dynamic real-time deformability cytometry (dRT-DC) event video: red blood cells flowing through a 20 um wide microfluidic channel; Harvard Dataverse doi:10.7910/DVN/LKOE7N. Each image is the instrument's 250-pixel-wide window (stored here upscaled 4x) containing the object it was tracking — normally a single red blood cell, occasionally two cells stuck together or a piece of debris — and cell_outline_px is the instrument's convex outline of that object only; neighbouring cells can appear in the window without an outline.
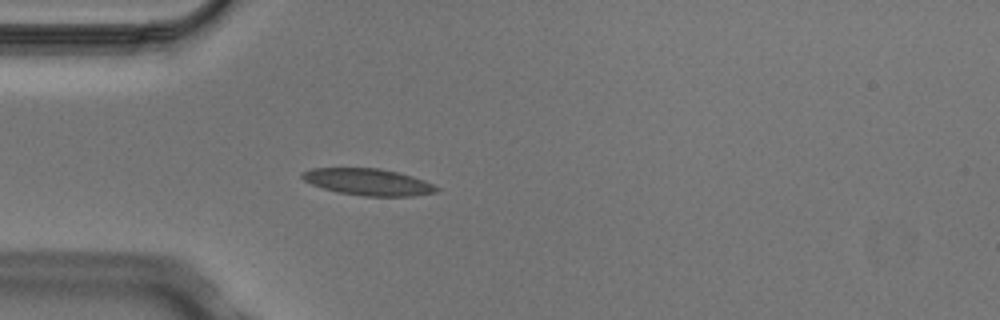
{"species": "Egyptian fruit bat (a non-hibernating species)", "species_latin": "Rousettus aegyptiacus", "temperature_condition": "cold", "stored_images_in_passage": 3, "camera_frame_rate_fps": 3000, "um_per_image_px": 0.085, "animal": {"sex": "male"}, "frame": {"image": 1, "passage_image": 3, "time_ms": 0.667, "image_size_px": [1000, 320], "cell_outline_px": [[440, 188], [436, 192], [412, 196], [364, 196], [340, 192], [324, 188], [312, 184], [304, 180], [300, 176], [304, 172], [312, 168], [380, 168], [412, 176], [424, 180]], "centroid_in_image_um": [31.31, 15.46], "position_along_channel_um": 53.7, "area_um2": 20.63}}